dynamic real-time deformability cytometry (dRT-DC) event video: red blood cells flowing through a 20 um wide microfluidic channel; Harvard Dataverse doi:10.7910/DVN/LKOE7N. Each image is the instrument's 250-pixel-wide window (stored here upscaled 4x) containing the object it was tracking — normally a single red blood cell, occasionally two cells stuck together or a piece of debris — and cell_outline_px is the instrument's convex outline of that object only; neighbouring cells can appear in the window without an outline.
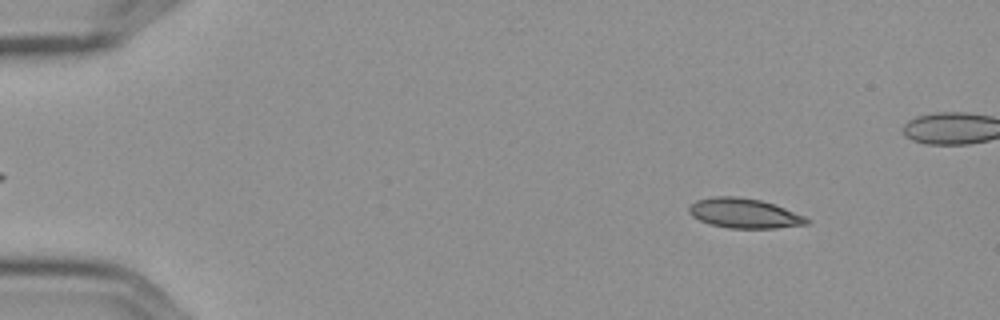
{"species": "Egyptian fruit bat (a non-hibernating species)", "species_latin": "Rousettus aegyptiacus", "temperature_condition": "cold", "stored_images_in_passage": 5, "camera_frame_rate_fps": 3000, "um_per_image_px": 0.085, "frame": {"image": 1, "passage_image": 2, "time_ms": 0.333, "image_size_px": [1000, 320], "cell_outline_px": [[812, 220], [808, 224], [776, 228], [728, 228], [708, 224], [692, 216], [688, 212], [688, 208], [696, 200], [712, 196], [736, 196], [760, 200], [784, 208], [804, 216]], "centroid_in_image_um": [63.24, 18.13], "position_along_channel_um": 21.8, "area_um2": 20.4}}